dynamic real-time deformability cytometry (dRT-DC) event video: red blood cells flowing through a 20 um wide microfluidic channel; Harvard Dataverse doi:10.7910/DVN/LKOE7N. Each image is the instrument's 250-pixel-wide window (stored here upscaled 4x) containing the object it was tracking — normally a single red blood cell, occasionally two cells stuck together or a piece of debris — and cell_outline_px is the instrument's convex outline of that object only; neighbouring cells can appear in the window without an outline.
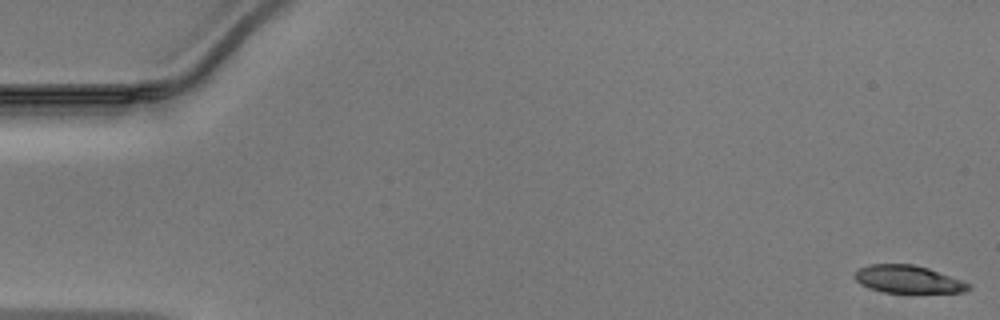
{"species": "Egyptian fruit bat (a non-hibernating species)", "species_latin": "Rousettus aegyptiacus", "temperature_condition": "warm", "stored_images_in_passage": 11, "camera_frame_rate_fps": 3000, "um_per_image_px": 0.085, "animal": {"sex": "male"}, "frame": {"image": 1, "passage_image": 1, "time_ms": 0.0, "image_size_px": [1000, 320], "cell_outline_px": [[972, 288], [964, 292], [884, 292], [860, 284], [852, 276], [852, 272], [868, 264], [912, 264], [928, 268], [972, 284]], "centroid_in_image_um": [77.16, 23.73], "position_along_channel_um": 7.8, "area_um2": 18.26}}